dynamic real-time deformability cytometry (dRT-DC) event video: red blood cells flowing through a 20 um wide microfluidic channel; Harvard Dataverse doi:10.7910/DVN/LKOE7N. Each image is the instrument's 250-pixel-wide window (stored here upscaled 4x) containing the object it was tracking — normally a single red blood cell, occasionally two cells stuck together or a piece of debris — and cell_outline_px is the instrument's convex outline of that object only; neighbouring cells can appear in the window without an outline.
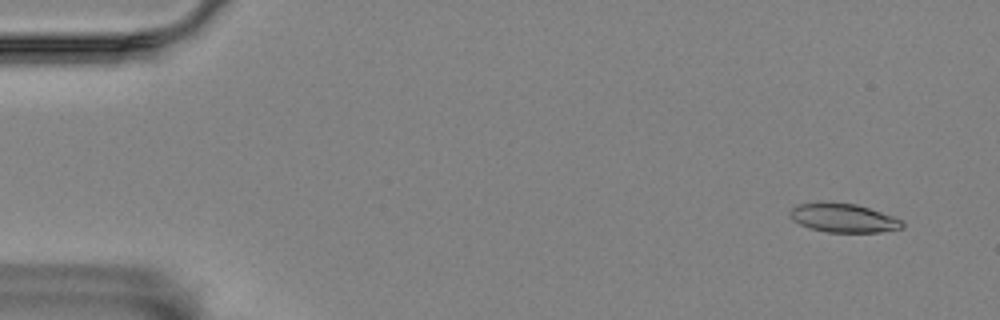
{"species": "Egyptian fruit bat (a non-hibernating species)", "species_latin": "Rousettus aegyptiacus", "temperature_condition": "room temperature", "stored_images_in_passage": 4, "camera_frame_rate_fps": 3000, "um_per_image_px": 0.085, "animal": {"sex": "female"}, "frame": {"image": 1, "passage_image": 1, "time_ms": 0.0, "image_size_px": [1000, 320], "cell_outline_px": [[904, 228], [880, 232], [828, 232], [812, 228], [800, 224], [792, 220], [788, 216], [788, 212], [792, 208], [800, 204], [832, 200], [856, 204], [904, 220]], "centroid_in_image_um": [71.68, 18.5], "position_along_channel_um": 13.3, "area_um2": 19.13}}
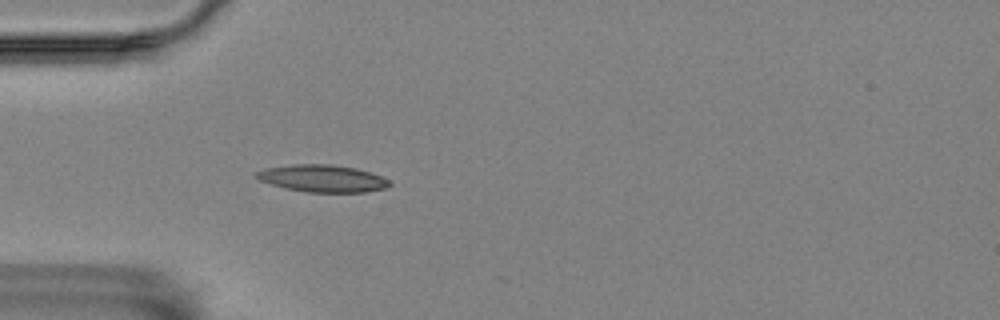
{"frame": {"image": 2, "passage_image": 4, "time_ms": 1.0, "image_size_px": [1000, 320], "cell_outline_px": [[392, 184], [388, 188], [364, 192], [308, 192], [288, 188], [272, 184], [260, 180], [256, 176], [256, 172], [264, 168], [292, 164], [332, 164], [356, 168], [380, 176], [388, 180]], "centroid_in_image_um": [27.43, 15.16], "position_along_channel_um": 57.6, "area_um2": 20.92}}